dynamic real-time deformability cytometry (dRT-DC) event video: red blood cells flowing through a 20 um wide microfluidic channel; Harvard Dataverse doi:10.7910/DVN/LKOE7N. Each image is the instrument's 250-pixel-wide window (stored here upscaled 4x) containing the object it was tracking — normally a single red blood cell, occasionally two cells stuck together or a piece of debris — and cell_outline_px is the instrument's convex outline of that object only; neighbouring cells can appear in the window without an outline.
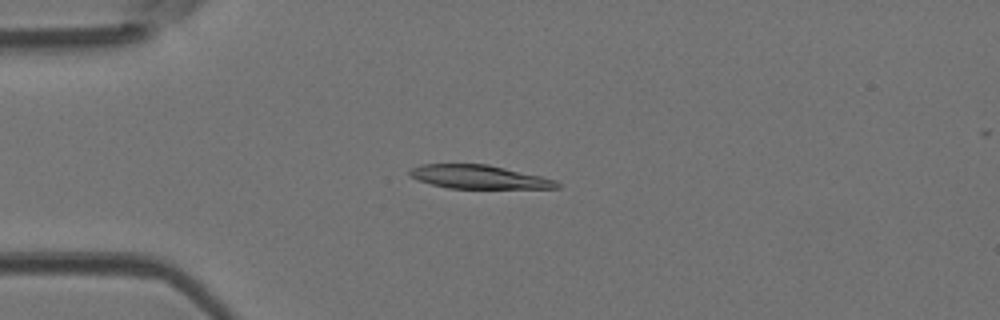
{"species": "Egyptian fruit bat (a non-hibernating species)", "species_latin": "Rousettus aegyptiacus", "temperature_condition": "room temperature", "stored_images_in_passage": 45, "camera_frame_rate_fps": 3000, "um_per_image_px": 0.085, "animal": {"sex": "female"}, "frame": {"image": 1, "passage_image": 10, "time_ms": 3.0, "image_size_px": [1000, 320], "cell_outline_px": [[560, 188], [448, 188], [432, 184], [420, 180], [412, 176], [408, 172], [408, 168], [420, 164], [488, 164], [540, 176], [556, 180], [560, 184]], "centroid_in_image_um": [40.69, 15.03], "position_along_channel_um": 44.3, "area_um2": 20.06}}
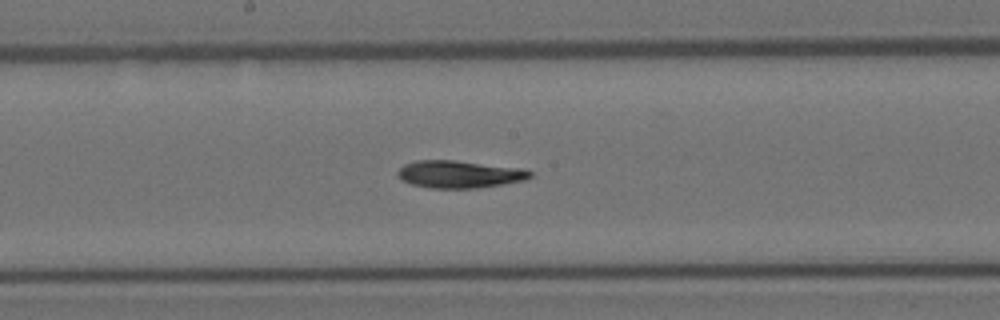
{"frame": {"image": 2, "passage_image": 23, "time_ms": 7.333, "image_size_px": [1000, 320], "cell_outline_px": [[532, 176], [524, 180], [476, 188], [432, 188], [412, 184], [404, 180], [396, 172], [404, 164], [416, 160], [456, 160], [524, 168], [532, 172]], "centroid_in_image_um": [39.07, 14.79], "position_along_channel_um": 209.1, "area_um2": 21.04}}
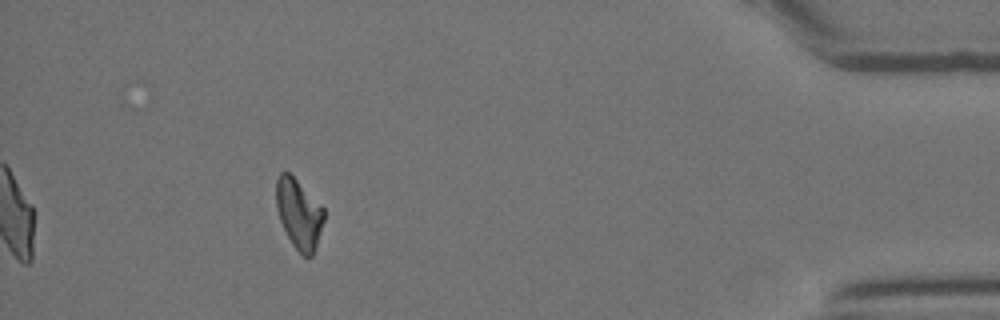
{"frame": {"image": 3, "passage_image": 41, "time_ms": 13.333, "image_size_px": [1000, 320], "cell_outline_px": [[324, 220], [312, 256], [304, 256], [292, 244], [280, 220], [276, 208], [276, 180], [280, 172], [288, 172], [324, 208]], "centroid_in_image_um": [25.39, 18.16], "position_along_channel_um": 409.8, "area_um2": 18.96}, "authors_computed_cell_mechanics": {"area_um2": 20.808, "velocity_mm_per_s": 4.2828, "shape_relaxation_time_tau1_ms": 7.2849, "shape_relaxation_time_tau2_ms": null, "deformation_change_tau1": 0.2024, "deformation_change_tau2": null}}